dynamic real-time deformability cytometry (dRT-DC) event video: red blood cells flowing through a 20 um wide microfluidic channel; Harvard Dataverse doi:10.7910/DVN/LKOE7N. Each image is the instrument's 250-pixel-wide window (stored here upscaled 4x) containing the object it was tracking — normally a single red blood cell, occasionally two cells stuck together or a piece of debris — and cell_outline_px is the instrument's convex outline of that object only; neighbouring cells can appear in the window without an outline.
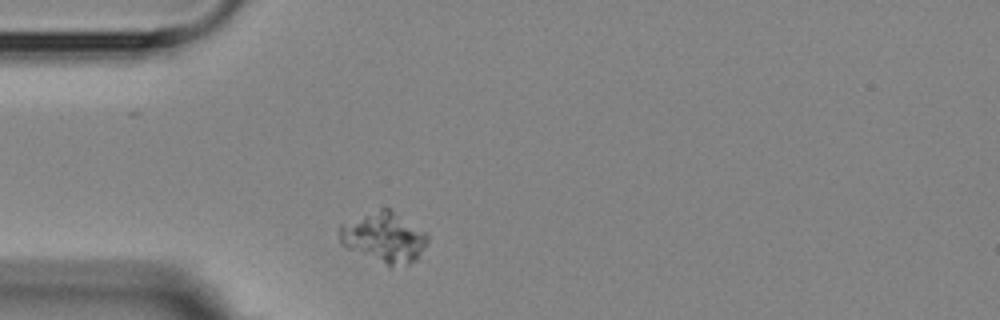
{"species": "Egyptian fruit bat (a non-hibernating species)", "species_latin": "Rousettus aegyptiacus", "temperature_condition": "room temperature", "stored_images_in_passage": 2, "camera_frame_rate_fps": 3000, "um_per_image_px": 0.085, "animal": {"sex": "female"}, "frame": {"image": 1, "passage_image": 2, "time_ms": 1.0, "image_size_px": [1000, 320], "cell_outline_px": [[428, 240], [416, 260], [408, 264], [388, 268], [340, 244], [340, 224], [380, 208], [388, 208], [424, 232], [428, 236]], "centroid_in_image_um": [32.62, 20.22], "position_along_channel_um": 52.4, "area_um2": 25.61}}